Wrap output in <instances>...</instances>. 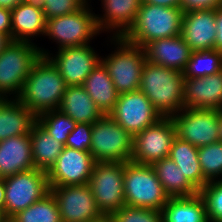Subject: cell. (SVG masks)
<instances>
[{
    "instance_id": "obj_1",
    "label": "cell",
    "mask_w": 222,
    "mask_h": 222,
    "mask_svg": "<svg viewBox=\"0 0 222 222\" xmlns=\"http://www.w3.org/2000/svg\"><path fill=\"white\" fill-rule=\"evenodd\" d=\"M66 88L58 69L47 57L41 56L16 99L37 117L58 109Z\"/></svg>"
},
{
    "instance_id": "obj_2",
    "label": "cell",
    "mask_w": 222,
    "mask_h": 222,
    "mask_svg": "<svg viewBox=\"0 0 222 222\" xmlns=\"http://www.w3.org/2000/svg\"><path fill=\"white\" fill-rule=\"evenodd\" d=\"M183 72L145 61L139 90L163 117H171L183 109Z\"/></svg>"
},
{
    "instance_id": "obj_3",
    "label": "cell",
    "mask_w": 222,
    "mask_h": 222,
    "mask_svg": "<svg viewBox=\"0 0 222 222\" xmlns=\"http://www.w3.org/2000/svg\"><path fill=\"white\" fill-rule=\"evenodd\" d=\"M184 13L180 8H169L141 2L135 22L122 38L136 46L173 36L182 31Z\"/></svg>"
},
{
    "instance_id": "obj_4",
    "label": "cell",
    "mask_w": 222,
    "mask_h": 222,
    "mask_svg": "<svg viewBox=\"0 0 222 222\" xmlns=\"http://www.w3.org/2000/svg\"><path fill=\"white\" fill-rule=\"evenodd\" d=\"M115 45L108 55L101 56V62L107 68L115 89L119 94L139 90L140 79L146 61L143 47L133 45L122 37H110Z\"/></svg>"
},
{
    "instance_id": "obj_5",
    "label": "cell",
    "mask_w": 222,
    "mask_h": 222,
    "mask_svg": "<svg viewBox=\"0 0 222 222\" xmlns=\"http://www.w3.org/2000/svg\"><path fill=\"white\" fill-rule=\"evenodd\" d=\"M35 43L14 41L0 54V98H17L33 66L41 57ZM12 95V96H11Z\"/></svg>"
},
{
    "instance_id": "obj_6",
    "label": "cell",
    "mask_w": 222,
    "mask_h": 222,
    "mask_svg": "<svg viewBox=\"0 0 222 222\" xmlns=\"http://www.w3.org/2000/svg\"><path fill=\"white\" fill-rule=\"evenodd\" d=\"M125 205L163 210L170 196L165 192L151 165L125 162Z\"/></svg>"
},
{
    "instance_id": "obj_7",
    "label": "cell",
    "mask_w": 222,
    "mask_h": 222,
    "mask_svg": "<svg viewBox=\"0 0 222 222\" xmlns=\"http://www.w3.org/2000/svg\"><path fill=\"white\" fill-rule=\"evenodd\" d=\"M89 3L91 0L74 13L47 19L44 36L56 42L57 50L90 44L101 34Z\"/></svg>"
},
{
    "instance_id": "obj_8",
    "label": "cell",
    "mask_w": 222,
    "mask_h": 222,
    "mask_svg": "<svg viewBox=\"0 0 222 222\" xmlns=\"http://www.w3.org/2000/svg\"><path fill=\"white\" fill-rule=\"evenodd\" d=\"M133 136L109 114L92 125L89 152L96 162H131Z\"/></svg>"
},
{
    "instance_id": "obj_9",
    "label": "cell",
    "mask_w": 222,
    "mask_h": 222,
    "mask_svg": "<svg viewBox=\"0 0 222 222\" xmlns=\"http://www.w3.org/2000/svg\"><path fill=\"white\" fill-rule=\"evenodd\" d=\"M125 162H96L88 185L101 213L109 218L125 205Z\"/></svg>"
},
{
    "instance_id": "obj_10",
    "label": "cell",
    "mask_w": 222,
    "mask_h": 222,
    "mask_svg": "<svg viewBox=\"0 0 222 222\" xmlns=\"http://www.w3.org/2000/svg\"><path fill=\"white\" fill-rule=\"evenodd\" d=\"M3 179L6 219H12L50 192L47 173L44 170L33 168Z\"/></svg>"
},
{
    "instance_id": "obj_11",
    "label": "cell",
    "mask_w": 222,
    "mask_h": 222,
    "mask_svg": "<svg viewBox=\"0 0 222 222\" xmlns=\"http://www.w3.org/2000/svg\"><path fill=\"white\" fill-rule=\"evenodd\" d=\"M175 138L176 129L173 120L171 117H162L133 136L131 161L137 164L152 165L167 158Z\"/></svg>"
},
{
    "instance_id": "obj_12",
    "label": "cell",
    "mask_w": 222,
    "mask_h": 222,
    "mask_svg": "<svg viewBox=\"0 0 222 222\" xmlns=\"http://www.w3.org/2000/svg\"><path fill=\"white\" fill-rule=\"evenodd\" d=\"M176 137L196 148L219 141V111L184 108L171 116Z\"/></svg>"
},
{
    "instance_id": "obj_13",
    "label": "cell",
    "mask_w": 222,
    "mask_h": 222,
    "mask_svg": "<svg viewBox=\"0 0 222 222\" xmlns=\"http://www.w3.org/2000/svg\"><path fill=\"white\" fill-rule=\"evenodd\" d=\"M60 210L62 222H102L106 217L97 207L87 184L50 188Z\"/></svg>"
},
{
    "instance_id": "obj_14",
    "label": "cell",
    "mask_w": 222,
    "mask_h": 222,
    "mask_svg": "<svg viewBox=\"0 0 222 222\" xmlns=\"http://www.w3.org/2000/svg\"><path fill=\"white\" fill-rule=\"evenodd\" d=\"M40 52L58 69L67 86L83 85L87 76L101 61V56L90 44L62 48L56 54L41 47Z\"/></svg>"
},
{
    "instance_id": "obj_15",
    "label": "cell",
    "mask_w": 222,
    "mask_h": 222,
    "mask_svg": "<svg viewBox=\"0 0 222 222\" xmlns=\"http://www.w3.org/2000/svg\"><path fill=\"white\" fill-rule=\"evenodd\" d=\"M109 115L132 136L163 117L140 90L119 94Z\"/></svg>"
},
{
    "instance_id": "obj_16",
    "label": "cell",
    "mask_w": 222,
    "mask_h": 222,
    "mask_svg": "<svg viewBox=\"0 0 222 222\" xmlns=\"http://www.w3.org/2000/svg\"><path fill=\"white\" fill-rule=\"evenodd\" d=\"M95 163L90 152L64 147L46 172L49 187L87 184Z\"/></svg>"
},
{
    "instance_id": "obj_17",
    "label": "cell",
    "mask_w": 222,
    "mask_h": 222,
    "mask_svg": "<svg viewBox=\"0 0 222 222\" xmlns=\"http://www.w3.org/2000/svg\"><path fill=\"white\" fill-rule=\"evenodd\" d=\"M222 110V71L206 77L185 78L183 109Z\"/></svg>"
},
{
    "instance_id": "obj_18",
    "label": "cell",
    "mask_w": 222,
    "mask_h": 222,
    "mask_svg": "<svg viewBox=\"0 0 222 222\" xmlns=\"http://www.w3.org/2000/svg\"><path fill=\"white\" fill-rule=\"evenodd\" d=\"M181 35L192 51L214 49L216 9L184 13Z\"/></svg>"
},
{
    "instance_id": "obj_19",
    "label": "cell",
    "mask_w": 222,
    "mask_h": 222,
    "mask_svg": "<svg viewBox=\"0 0 222 222\" xmlns=\"http://www.w3.org/2000/svg\"><path fill=\"white\" fill-rule=\"evenodd\" d=\"M142 0H101L102 15L96 14L99 31L122 37L133 25Z\"/></svg>"
},
{
    "instance_id": "obj_20",
    "label": "cell",
    "mask_w": 222,
    "mask_h": 222,
    "mask_svg": "<svg viewBox=\"0 0 222 222\" xmlns=\"http://www.w3.org/2000/svg\"><path fill=\"white\" fill-rule=\"evenodd\" d=\"M143 48L146 60L179 72H184L193 52L181 34L151 41Z\"/></svg>"
},
{
    "instance_id": "obj_21",
    "label": "cell",
    "mask_w": 222,
    "mask_h": 222,
    "mask_svg": "<svg viewBox=\"0 0 222 222\" xmlns=\"http://www.w3.org/2000/svg\"><path fill=\"white\" fill-rule=\"evenodd\" d=\"M35 168L30 135H20L0 141V178H6Z\"/></svg>"
},
{
    "instance_id": "obj_22",
    "label": "cell",
    "mask_w": 222,
    "mask_h": 222,
    "mask_svg": "<svg viewBox=\"0 0 222 222\" xmlns=\"http://www.w3.org/2000/svg\"><path fill=\"white\" fill-rule=\"evenodd\" d=\"M37 117L16 98H0V141L30 135Z\"/></svg>"
},
{
    "instance_id": "obj_23",
    "label": "cell",
    "mask_w": 222,
    "mask_h": 222,
    "mask_svg": "<svg viewBox=\"0 0 222 222\" xmlns=\"http://www.w3.org/2000/svg\"><path fill=\"white\" fill-rule=\"evenodd\" d=\"M46 21L42 9L20 3L11 10L12 40L34 43L35 36L45 35Z\"/></svg>"
},
{
    "instance_id": "obj_24",
    "label": "cell",
    "mask_w": 222,
    "mask_h": 222,
    "mask_svg": "<svg viewBox=\"0 0 222 222\" xmlns=\"http://www.w3.org/2000/svg\"><path fill=\"white\" fill-rule=\"evenodd\" d=\"M58 109L76 123L93 124L104 115L82 85L67 86Z\"/></svg>"
},
{
    "instance_id": "obj_25",
    "label": "cell",
    "mask_w": 222,
    "mask_h": 222,
    "mask_svg": "<svg viewBox=\"0 0 222 222\" xmlns=\"http://www.w3.org/2000/svg\"><path fill=\"white\" fill-rule=\"evenodd\" d=\"M82 86L104 115L113 110L119 93L101 61L87 76Z\"/></svg>"
},
{
    "instance_id": "obj_26",
    "label": "cell",
    "mask_w": 222,
    "mask_h": 222,
    "mask_svg": "<svg viewBox=\"0 0 222 222\" xmlns=\"http://www.w3.org/2000/svg\"><path fill=\"white\" fill-rule=\"evenodd\" d=\"M151 166L170 197H190L199 194V190L169 157L163 158Z\"/></svg>"
},
{
    "instance_id": "obj_27",
    "label": "cell",
    "mask_w": 222,
    "mask_h": 222,
    "mask_svg": "<svg viewBox=\"0 0 222 222\" xmlns=\"http://www.w3.org/2000/svg\"><path fill=\"white\" fill-rule=\"evenodd\" d=\"M30 138L34 167L47 172L55 163L65 145L50 136L38 121L34 123L31 129Z\"/></svg>"
},
{
    "instance_id": "obj_28",
    "label": "cell",
    "mask_w": 222,
    "mask_h": 222,
    "mask_svg": "<svg viewBox=\"0 0 222 222\" xmlns=\"http://www.w3.org/2000/svg\"><path fill=\"white\" fill-rule=\"evenodd\" d=\"M182 171L183 175L198 189L203 188L208 181L203 177L198 148L176 137L168 156Z\"/></svg>"
},
{
    "instance_id": "obj_29",
    "label": "cell",
    "mask_w": 222,
    "mask_h": 222,
    "mask_svg": "<svg viewBox=\"0 0 222 222\" xmlns=\"http://www.w3.org/2000/svg\"><path fill=\"white\" fill-rule=\"evenodd\" d=\"M164 222H209L202 197H170L163 207Z\"/></svg>"
},
{
    "instance_id": "obj_30",
    "label": "cell",
    "mask_w": 222,
    "mask_h": 222,
    "mask_svg": "<svg viewBox=\"0 0 222 222\" xmlns=\"http://www.w3.org/2000/svg\"><path fill=\"white\" fill-rule=\"evenodd\" d=\"M222 71V52L215 49L193 51L183 72L184 78H200Z\"/></svg>"
},
{
    "instance_id": "obj_31",
    "label": "cell",
    "mask_w": 222,
    "mask_h": 222,
    "mask_svg": "<svg viewBox=\"0 0 222 222\" xmlns=\"http://www.w3.org/2000/svg\"><path fill=\"white\" fill-rule=\"evenodd\" d=\"M12 220L14 222H62L60 210L51 192L16 214Z\"/></svg>"
},
{
    "instance_id": "obj_32",
    "label": "cell",
    "mask_w": 222,
    "mask_h": 222,
    "mask_svg": "<svg viewBox=\"0 0 222 222\" xmlns=\"http://www.w3.org/2000/svg\"><path fill=\"white\" fill-rule=\"evenodd\" d=\"M37 121L45 128L50 136L64 145L69 134L75 129L77 124L59 109L42 113L37 116Z\"/></svg>"
},
{
    "instance_id": "obj_33",
    "label": "cell",
    "mask_w": 222,
    "mask_h": 222,
    "mask_svg": "<svg viewBox=\"0 0 222 222\" xmlns=\"http://www.w3.org/2000/svg\"><path fill=\"white\" fill-rule=\"evenodd\" d=\"M198 158L203 177L209 182L222 180V142L198 148Z\"/></svg>"
},
{
    "instance_id": "obj_34",
    "label": "cell",
    "mask_w": 222,
    "mask_h": 222,
    "mask_svg": "<svg viewBox=\"0 0 222 222\" xmlns=\"http://www.w3.org/2000/svg\"><path fill=\"white\" fill-rule=\"evenodd\" d=\"M209 222H222V180L209 181L199 190Z\"/></svg>"
},
{
    "instance_id": "obj_35",
    "label": "cell",
    "mask_w": 222,
    "mask_h": 222,
    "mask_svg": "<svg viewBox=\"0 0 222 222\" xmlns=\"http://www.w3.org/2000/svg\"><path fill=\"white\" fill-rule=\"evenodd\" d=\"M111 222H164L163 211L124 205L109 218Z\"/></svg>"
},
{
    "instance_id": "obj_36",
    "label": "cell",
    "mask_w": 222,
    "mask_h": 222,
    "mask_svg": "<svg viewBox=\"0 0 222 222\" xmlns=\"http://www.w3.org/2000/svg\"><path fill=\"white\" fill-rule=\"evenodd\" d=\"M90 0H43V13L46 20L74 13Z\"/></svg>"
},
{
    "instance_id": "obj_37",
    "label": "cell",
    "mask_w": 222,
    "mask_h": 222,
    "mask_svg": "<svg viewBox=\"0 0 222 222\" xmlns=\"http://www.w3.org/2000/svg\"><path fill=\"white\" fill-rule=\"evenodd\" d=\"M91 123H77L75 129L69 134L65 147L89 152L92 140Z\"/></svg>"
},
{
    "instance_id": "obj_38",
    "label": "cell",
    "mask_w": 222,
    "mask_h": 222,
    "mask_svg": "<svg viewBox=\"0 0 222 222\" xmlns=\"http://www.w3.org/2000/svg\"><path fill=\"white\" fill-rule=\"evenodd\" d=\"M222 6L221 0H180V9L183 13L196 10H213Z\"/></svg>"
},
{
    "instance_id": "obj_39",
    "label": "cell",
    "mask_w": 222,
    "mask_h": 222,
    "mask_svg": "<svg viewBox=\"0 0 222 222\" xmlns=\"http://www.w3.org/2000/svg\"><path fill=\"white\" fill-rule=\"evenodd\" d=\"M0 33L12 38L11 10L0 7Z\"/></svg>"
},
{
    "instance_id": "obj_40",
    "label": "cell",
    "mask_w": 222,
    "mask_h": 222,
    "mask_svg": "<svg viewBox=\"0 0 222 222\" xmlns=\"http://www.w3.org/2000/svg\"><path fill=\"white\" fill-rule=\"evenodd\" d=\"M214 49L222 52V6L216 8V39Z\"/></svg>"
},
{
    "instance_id": "obj_41",
    "label": "cell",
    "mask_w": 222,
    "mask_h": 222,
    "mask_svg": "<svg viewBox=\"0 0 222 222\" xmlns=\"http://www.w3.org/2000/svg\"><path fill=\"white\" fill-rule=\"evenodd\" d=\"M142 2L169 8H180V0H142Z\"/></svg>"
},
{
    "instance_id": "obj_42",
    "label": "cell",
    "mask_w": 222,
    "mask_h": 222,
    "mask_svg": "<svg viewBox=\"0 0 222 222\" xmlns=\"http://www.w3.org/2000/svg\"><path fill=\"white\" fill-rule=\"evenodd\" d=\"M24 0H0V7L13 10L20 3H23Z\"/></svg>"
},
{
    "instance_id": "obj_43",
    "label": "cell",
    "mask_w": 222,
    "mask_h": 222,
    "mask_svg": "<svg viewBox=\"0 0 222 222\" xmlns=\"http://www.w3.org/2000/svg\"><path fill=\"white\" fill-rule=\"evenodd\" d=\"M4 207H5V184L4 179L0 178V211L4 215Z\"/></svg>"
},
{
    "instance_id": "obj_44",
    "label": "cell",
    "mask_w": 222,
    "mask_h": 222,
    "mask_svg": "<svg viewBox=\"0 0 222 222\" xmlns=\"http://www.w3.org/2000/svg\"><path fill=\"white\" fill-rule=\"evenodd\" d=\"M12 38L6 34L0 33V54L4 51L7 46L11 43Z\"/></svg>"
},
{
    "instance_id": "obj_45",
    "label": "cell",
    "mask_w": 222,
    "mask_h": 222,
    "mask_svg": "<svg viewBox=\"0 0 222 222\" xmlns=\"http://www.w3.org/2000/svg\"><path fill=\"white\" fill-rule=\"evenodd\" d=\"M24 3L43 10V0H24Z\"/></svg>"
},
{
    "instance_id": "obj_46",
    "label": "cell",
    "mask_w": 222,
    "mask_h": 222,
    "mask_svg": "<svg viewBox=\"0 0 222 222\" xmlns=\"http://www.w3.org/2000/svg\"><path fill=\"white\" fill-rule=\"evenodd\" d=\"M218 123H219V141H221L222 142V110L221 111H219V121H218Z\"/></svg>"
},
{
    "instance_id": "obj_47",
    "label": "cell",
    "mask_w": 222,
    "mask_h": 222,
    "mask_svg": "<svg viewBox=\"0 0 222 222\" xmlns=\"http://www.w3.org/2000/svg\"><path fill=\"white\" fill-rule=\"evenodd\" d=\"M6 218L3 213L0 211V222H5Z\"/></svg>"
},
{
    "instance_id": "obj_48",
    "label": "cell",
    "mask_w": 222,
    "mask_h": 222,
    "mask_svg": "<svg viewBox=\"0 0 222 222\" xmlns=\"http://www.w3.org/2000/svg\"><path fill=\"white\" fill-rule=\"evenodd\" d=\"M5 222H14L12 219H6Z\"/></svg>"
},
{
    "instance_id": "obj_49",
    "label": "cell",
    "mask_w": 222,
    "mask_h": 222,
    "mask_svg": "<svg viewBox=\"0 0 222 222\" xmlns=\"http://www.w3.org/2000/svg\"><path fill=\"white\" fill-rule=\"evenodd\" d=\"M102 222H111L108 218H106L105 220H103Z\"/></svg>"
}]
</instances>
